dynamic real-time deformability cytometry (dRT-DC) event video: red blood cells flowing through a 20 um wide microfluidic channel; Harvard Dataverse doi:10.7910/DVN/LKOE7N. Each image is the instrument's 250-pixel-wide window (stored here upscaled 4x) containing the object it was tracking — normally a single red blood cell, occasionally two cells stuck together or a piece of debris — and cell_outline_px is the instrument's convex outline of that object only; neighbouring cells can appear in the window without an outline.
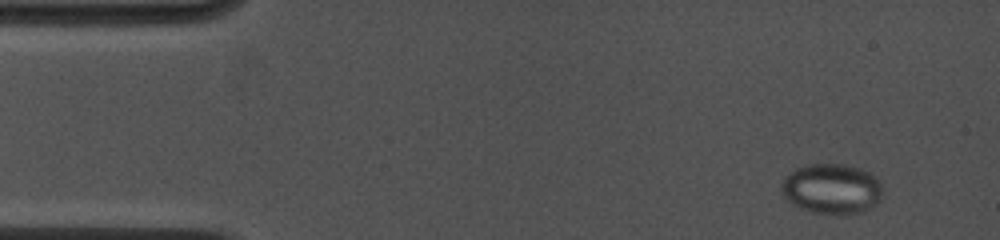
{"species": "common noctule bat (a hibernating species)", "species_latin": "Nyctalus noctula", "temperature_condition": "cold", "stored_images_in_passage": 11, "camera_frame_rate_fps": 4500, "um_per_image_px": 0.085, "animal": {"sex": "female", "body_mass_g": 19.0, "forearm_length_mm": 53.3}, "frame": {"image": 1, "passage_image": 1, "time_ms": 0.0, "image_size_px": [1000, 240], "cell_outline_px": [[880, 200], [876, 204], [864, 212], [840, 216], [836, 216], [812, 212], [800, 208], [792, 204], [784, 196], [780, 188], [780, 184], [796, 168], [804, 164], [844, 164], [860, 168], [876, 176], [880, 180]], "centroid_in_image_um": [70.7, 16.07], "position_along_channel_um": 14.3, "area_um2": 30.0}}
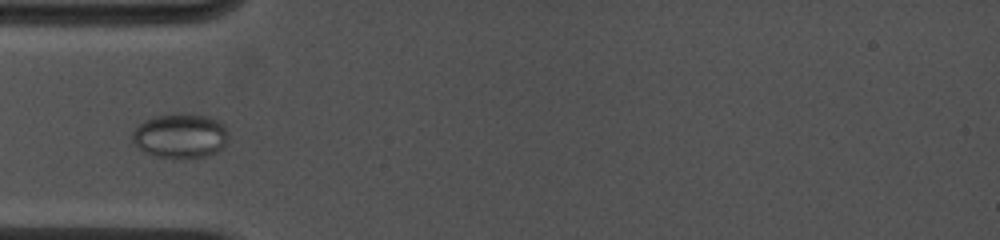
{"frame": {"image": 2, "passage_image": 10, "time_ms": 4.0, "image_size_px": [1000, 240], "cell_outline_px": [[228, 140], [216, 152], [204, 156], [156, 156], [144, 152], [132, 140], [132, 132], [144, 120], [156, 116], [176, 112], [208, 116], [224, 124], [228, 132]], "centroid_in_image_um": [15.33, 11.49], "position_along_channel_um": 69.7, "area_um2": 24.57}}